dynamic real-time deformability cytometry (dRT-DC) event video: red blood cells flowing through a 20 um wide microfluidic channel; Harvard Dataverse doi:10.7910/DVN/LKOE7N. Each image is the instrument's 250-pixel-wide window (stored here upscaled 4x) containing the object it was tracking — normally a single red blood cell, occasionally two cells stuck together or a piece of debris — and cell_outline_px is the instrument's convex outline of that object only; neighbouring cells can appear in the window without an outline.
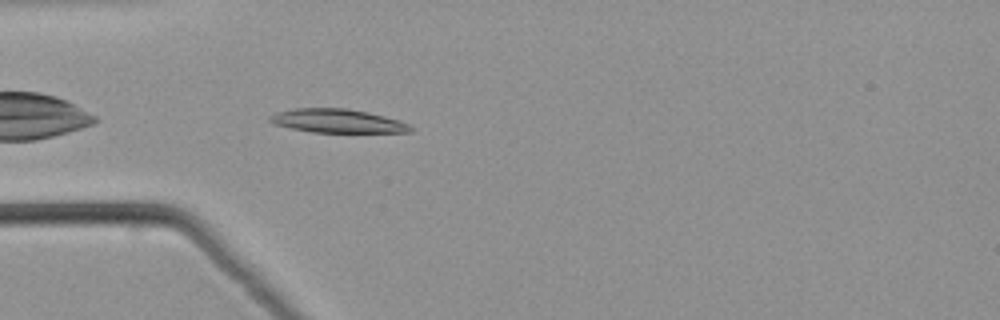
{"species": "common noctule bat (a hibernating species)", "species_latin": "Nyctalus noctula", "temperature_condition": "warm", "stored_images_in_passage": 38, "camera_frame_rate_fps": 3000, "um_per_image_px": 0.085, "animal": {"sex": "male", "body_mass_g": 21.5, "forearm_length_mm": 52.0}, "frame": {"image": 1, "passage_image": 2, "time_ms": 0.333, "image_size_px": [1000, 320], "cell_outline_px": [[412, 132], [312, 132], [272, 124], [268, 120], [268, 116], [276, 112], [296, 108], [348, 108], [368, 112], [400, 120], [408, 124], [412, 128]], "centroid_in_image_um": [28.65, 10.27], "position_along_channel_um": 56.3, "area_um2": 19.42}}
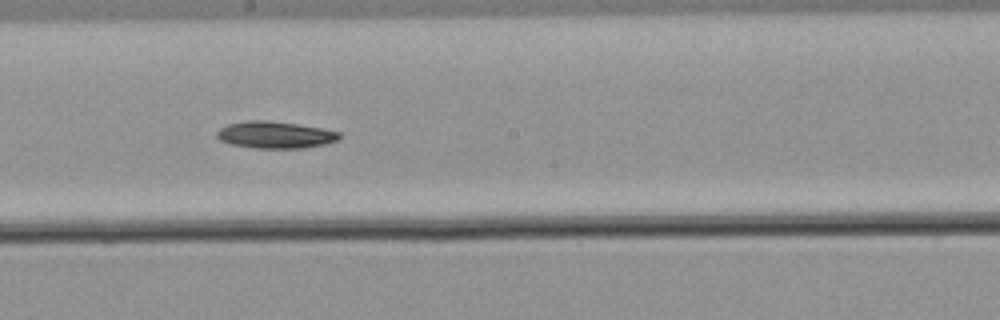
{"frame": {"image": 2, "passage_image": 15, "time_ms": 4.667, "image_size_px": [1000, 320], "cell_outline_px": [[340, 136], [336, 140], [324, 144], [304, 148], [256, 148], [232, 144], [220, 140], [216, 136], [216, 132], [220, 128], [228, 124], [244, 120], [264, 120], [296, 124], [320, 128], [340, 132]], "centroid_in_image_um": [23.35, 11.46], "position_along_channel_um": 224.9, "area_um2": 19.02}}
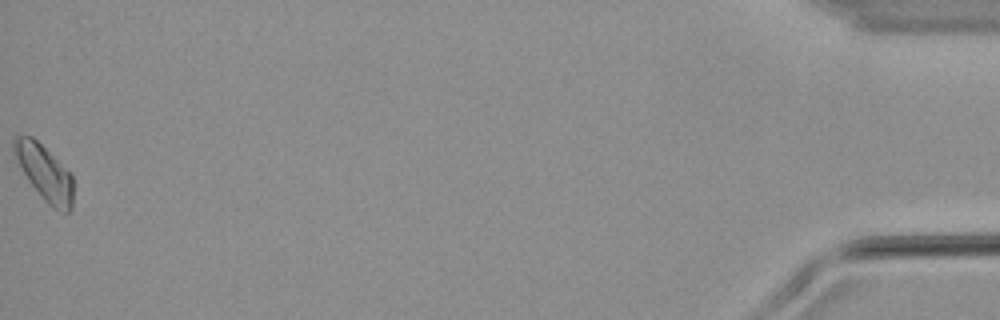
{"frame": {"image": 3, "passage_image": 38, "time_ms": 12.333, "image_size_px": [1000, 320], "cell_outline_px": [[72, 208], [68, 212], [64, 212], [52, 208], [44, 200], [28, 180], [12, 156], [12, 140], [16, 136], [32, 136], [72, 176]], "centroid_in_image_um": [3.72, 14.68], "position_along_channel_um": 431.5, "area_um2": 18.79}}